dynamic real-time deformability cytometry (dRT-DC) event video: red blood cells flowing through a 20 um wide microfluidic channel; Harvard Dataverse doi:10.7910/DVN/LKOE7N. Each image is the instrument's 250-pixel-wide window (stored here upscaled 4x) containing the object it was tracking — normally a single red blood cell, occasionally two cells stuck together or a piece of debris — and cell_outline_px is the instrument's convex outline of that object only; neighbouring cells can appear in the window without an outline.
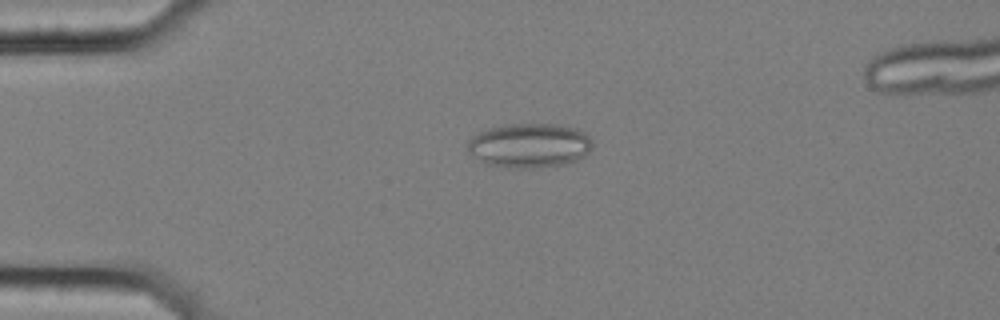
{"species": "common noctule bat (a hibernating species)", "species_latin": "Nyctalus noctula", "temperature_condition": "cold", "stored_images_in_passage": 48, "camera_frame_rate_fps": 3000, "um_per_image_px": 0.085, "animal": {"sex": "female", "body_mass_g": 25.1}, "frame": {"image": 1, "passage_image": 4, "time_ms": 1.0, "image_size_px": [1000, 320], "cell_outline_px": [[592, 148], [584, 156], [576, 160], [564, 164], [540, 168], [508, 168], [484, 164], [468, 152], [468, 140], [472, 136], [488, 128], [504, 124], [556, 124], [576, 128], [584, 132], [592, 140]], "centroid_in_image_um": [44.99, 12.37], "position_along_channel_um": 40.0, "area_um2": 32.66}}
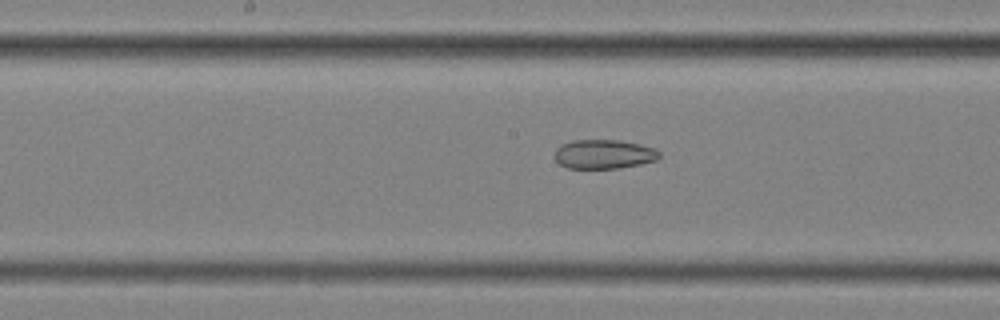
{"frame": {"image": 2, "passage_image": 20, "time_ms": 6.333, "image_size_px": [1000, 320], "cell_outline_px": [[660, 156], [656, 160], [640, 164], [620, 168], [568, 168], [560, 164], [556, 160], [556, 148], [560, 144], [572, 140], [620, 140], [640, 144], [656, 148], [660, 152]], "centroid_in_image_um": [51.35, 13.09], "position_along_channel_um": 196.9, "area_um2": 17.86}}
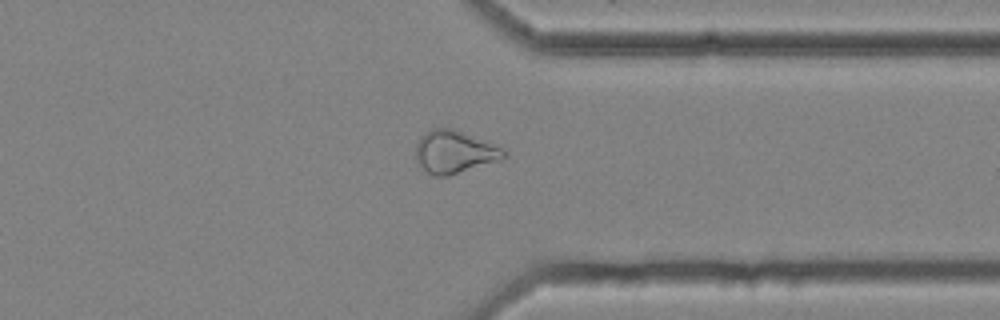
{"frame": {"image": 3, "passage_image": 35, "time_ms": 11.333, "image_size_px": [1000, 320], "cell_outline_px": [[508, 156], [500, 160], [448, 176], [432, 176], [416, 160], [416, 144], [420, 136], [432, 128], [452, 128], [500, 148]], "centroid_in_image_um": [38.58, 12.92], "position_along_channel_um": 372.8, "area_um2": 21.39}}